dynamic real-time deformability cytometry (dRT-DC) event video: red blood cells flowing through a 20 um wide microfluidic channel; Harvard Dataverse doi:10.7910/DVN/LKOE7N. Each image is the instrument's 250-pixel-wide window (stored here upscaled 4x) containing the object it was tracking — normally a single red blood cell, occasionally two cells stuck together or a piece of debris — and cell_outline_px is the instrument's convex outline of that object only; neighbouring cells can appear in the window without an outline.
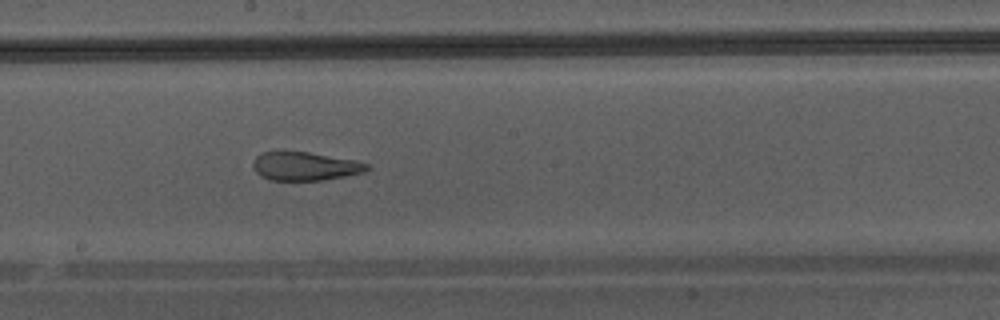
{"species": "Egyptian fruit bat (a non-hibernating species)", "species_latin": "Rousettus aegyptiacus", "temperature_condition": "warm", "stored_images_in_passage": 48, "camera_frame_rate_fps": 3000, "um_per_image_px": 0.085, "animal": {"sex": "male"}, "frame": {"image": 1, "passage_image": 28, "time_ms": 9.0, "image_size_px": [1000, 320], "cell_outline_px": [[372, 168], [364, 172], [324, 180], [272, 180], [260, 176], [252, 168], [252, 164], [256, 156], [264, 152], [308, 152], [356, 160], [368, 164]], "centroid_in_image_um": [25.94, 14.13], "position_along_channel_um": 222.3, "area_um2": 18.9}}